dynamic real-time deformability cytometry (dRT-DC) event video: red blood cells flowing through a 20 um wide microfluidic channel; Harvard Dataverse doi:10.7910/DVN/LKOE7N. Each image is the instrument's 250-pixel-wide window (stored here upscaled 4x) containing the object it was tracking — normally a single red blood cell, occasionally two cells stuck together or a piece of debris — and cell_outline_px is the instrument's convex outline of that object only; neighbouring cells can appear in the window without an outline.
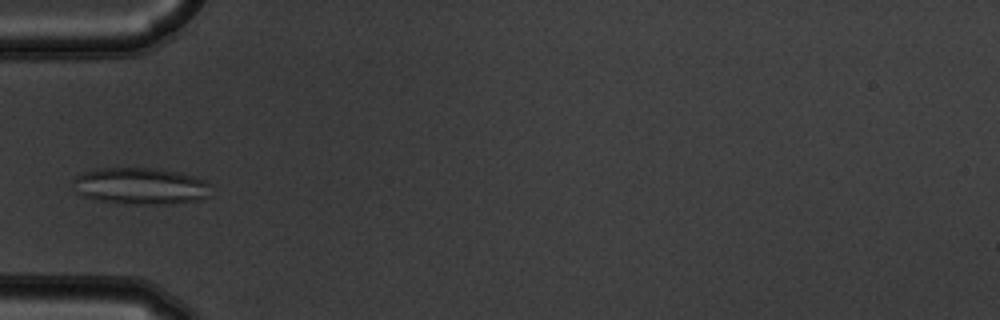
{"species": "common noctule bat (a hibernating species)", "species_latin": "Nyctalus noctula", "temperature_condition": "warm", "stored_images_in_passage": 37, "camera_frame_rate_fps": 3000, "um_per_image_px": 0.085, "animal": {"sex": "male", "body_mass_g": 19.5, "forearm_length_mm": 54.6}, "frame": {"image": 1, "passage_image": 1, "time_ms": 0.0, "image_size_px": [1000, 320], "cell_outline_px": [[208, 196], [200, 200], [164, 204], [128, 204], [100, 200], [84, 196], [76, 192], [72, 180], [76, 176], [84, 172], [100, 168], [156, 168], [180, 172], [196, 176], [204, 180], [208, 184]], "centroid_in_image_um": [11.94, 15.8], "position_along_channel_um": 73.1, "area_um2": 29.42}}
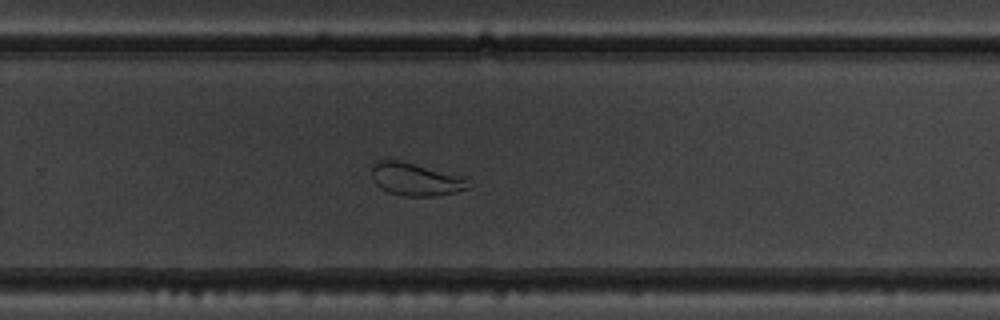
{"frame": {"image": 2, "passage_image": 19, "time_ms": 6.0, "image_size_px": [1000, 320], "cell_outline_px": [[472, 184], [468, 188], [456, 192], [436, 196], [404, 196], [388, 192], [380, 188], [372, 180], [372, 168], [376, 160], [400, 160], [464, 176]], "centroid_in_image_um": [35.35, 15.24], "position_along_channel_um": 294.5, "area_um2": 18.67}}
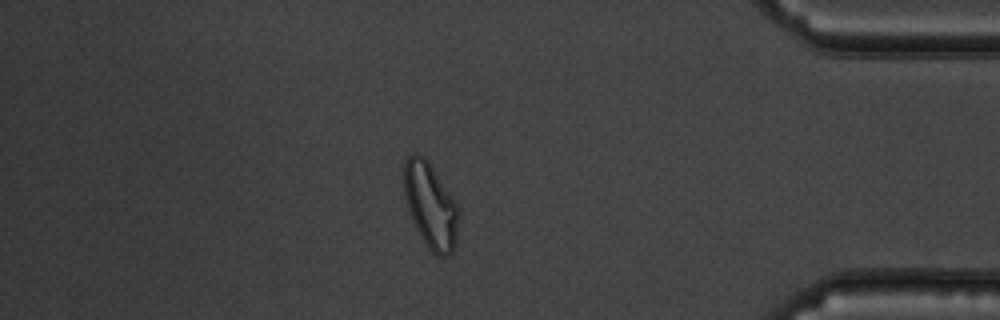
{"frame": {"image": 3, "passage_image": 30, "time_ms": 9.667, "image_size_px": [1000, 320], "cell_outline_px": [[460, 212], [456, 244], [452, 252], [448, 256], [436, 256], [428, 248], [416, 228], [412, 220], [404, 196], [404, 160], [412, 152], [416, 152], [424, 156], [428, 160], [460, 208]], "centroid_in_image_um": [36.61, 17.46], "position_along_channel_um": 398.6, "area_um2": 27.57}, "authors_computed_cell_mechanics": {"area_um2": 22.0218, "velocity_mm_per_s": 3.6868, "shape_relaxation_time_tau1_ms": null, "shape_relaxation_time_tau2_ms": 0.8575, "deformation_change_tau1": null, "deformation_change_tau2": 0.0601}}